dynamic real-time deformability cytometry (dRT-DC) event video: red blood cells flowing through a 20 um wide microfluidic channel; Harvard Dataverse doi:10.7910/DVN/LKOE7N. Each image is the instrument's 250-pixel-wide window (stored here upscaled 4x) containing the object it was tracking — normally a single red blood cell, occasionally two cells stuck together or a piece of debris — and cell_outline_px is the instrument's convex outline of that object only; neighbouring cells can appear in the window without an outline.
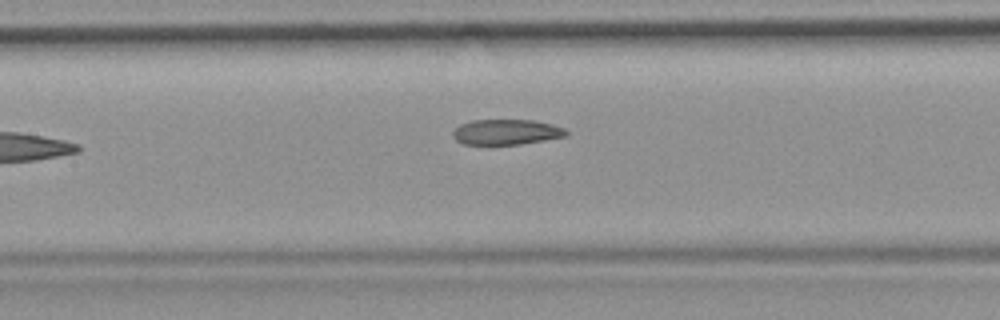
{"species": "common noctule bat (a hibernating species)", "species_latin": "Nyctalus noctula", "temperature_condition": "room temperature", "stored_images_in_passage": 8, "camera_frame_rate_fps": 3000, "um_per_image_px": 0.085, "animal": {"sex": "female", "body_mass_g": 19.9}, "frame": {"image": 1, "passage_image": 8, "time_ms": 8.333, "image_size_px": [1000, 320], "cell_outline_px": [[568, 136], [520, 144], [464, 144], [456, 140], [452, 136], [452, 132], [460, 124], [472, 120], [532, 120], [552, 124], [564, 128], [568, 132]], "centroid_in_image_um": [43.04, 11.22], "position_along_channel_um": 164.4, "area_um2": 16.7}}